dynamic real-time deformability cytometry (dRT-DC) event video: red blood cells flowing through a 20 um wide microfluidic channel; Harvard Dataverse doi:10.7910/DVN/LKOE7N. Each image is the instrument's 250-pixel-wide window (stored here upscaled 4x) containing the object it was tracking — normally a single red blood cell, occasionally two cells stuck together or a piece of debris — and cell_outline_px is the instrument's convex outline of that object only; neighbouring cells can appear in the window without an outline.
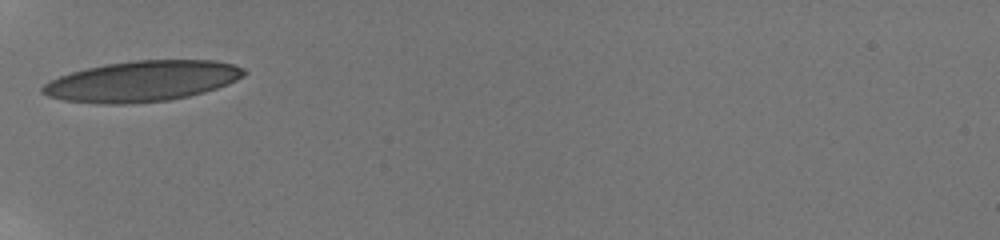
{"species": "human", "species_latin": "Homo sapiens", "temperature_condition": "room temperature", "stored_images_in_passage": 31, "camera_frame_rate_fps": 3000, "um_per_image_px": 0.085, "donor": {"sex": "male"}, "frame": {"image": 1, "passage_image": 1, "time_ms": 0.0, "image_size_px": [1000, 240], "cell_outline_px": [[248, 72], [244, 76], [228, 84], [204, 92], [188, 96], [168, 100], [124, 104], [100, 104], [64, 100], [48, 96], [40, 92], [40, 88], [44, 84], [60, 76], [72, 72], [88, 68], [108, 64], [132, 60], [216, 60], [232, 64], [244, 68]], "centroid_in_image_um": [12.1, 6.9], "position_along_channel_um": 72.9, "area_um2": 47.57}}
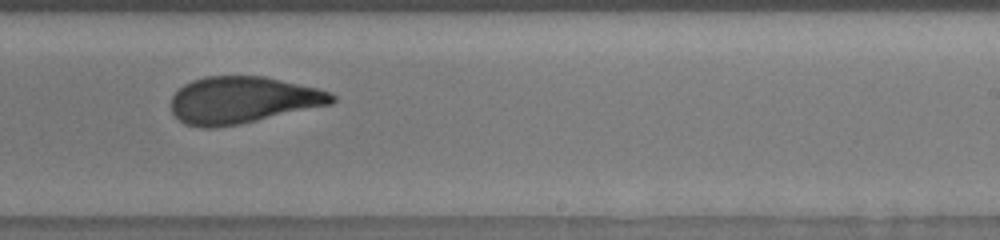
{"frame": {"image": 2, "passage_image": 17, "time_ms": 5.333, "image_size_px": [1000, 240], "cell_outline_px": [[336, 100], [332, 104], [256, 120], [236, 124], [212, 128], [200, 128], [184, 124], [172, 112], [172, 96], [184, 84], [192, 80], [204, 76], [264, 76], [316, 88], [332, 92], [336, 96]], "centroid_in_image_um": [20.62, 8.49], "position_along_channel_um": 268.4, "area_um2": 43.64}}
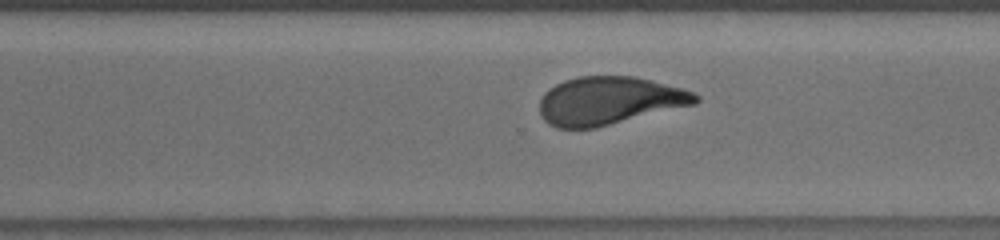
{"frame": {"image": 3, "passage_image": 21, "time_ms": 6.667, "image_size_px": [1000, 240], "cell_outline_px": [[700, 100], [696, 104], [596, 128], [556, 128], [548, 124], [544, 120], [540, 112], [540, 100], [544, 92], [548, 88], [564, 80], [576, 76], [636, 76], [684, 88], [700, 96]], "centroid_in_image_um": [51.79, 8.56], "position_along_channel_um": 318.8, "area_um2": 44.04}, "authors_computed_cell_mechanics": {"area_um2": 44.2748, "velocity_mm_per_s": 3.7903, "shape_relaxation_time_tau1_ms": 6.6702, "shape_relaxation_time_tau2_ms": 1.2169, "deformation_change_tau1": 0.2157, "deformation_change_tau2": 0.082}}